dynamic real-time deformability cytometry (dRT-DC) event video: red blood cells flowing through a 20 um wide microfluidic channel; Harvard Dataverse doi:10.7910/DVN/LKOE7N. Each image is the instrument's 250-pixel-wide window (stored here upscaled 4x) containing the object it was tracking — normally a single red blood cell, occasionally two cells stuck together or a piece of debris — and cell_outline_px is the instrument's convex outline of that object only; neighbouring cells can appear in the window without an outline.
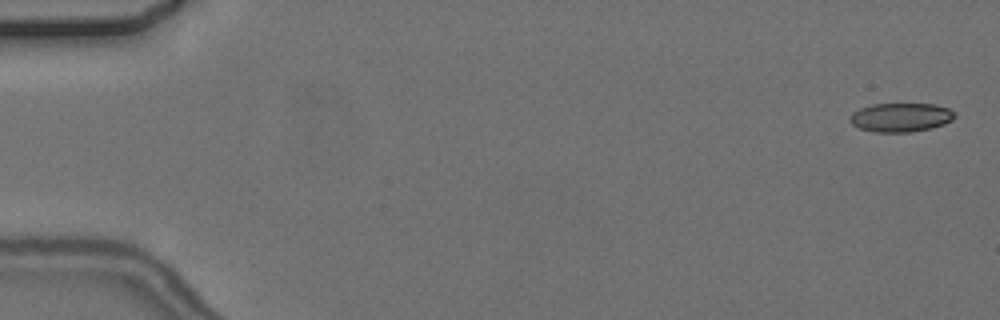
{"species": "common noctule bat (a hibernating species)", "species_latin": "Nyctalus noctula", "temperature_condition": "cold", "stored_images_in_passage": 6, "camera_frame_rate_fps": 3000, "um_per_image_px": 0.085, "animal": {"sex": "female", "body_mass_g": 24.6, "forearm_length_mm": 56.2}, "frame": {"image": 1, "passage_image": 1, "time_ms": 0.0, "image_size_px": [1000, 320], "cell_outline_px": [[956, 116], [952, 120], [944, 124], [932, 128], [908, 132], [872, 132], [860, 128], [852, 124], [848, 120], [848, 116], [852, 112], [860, 108], [872, 104], [932, 104], [948, 108], [956, 112]], "centroid_in_image_um": [76.55, 9.98], "position_along_channel_um": 8.5, "area_um2": 17.8}}